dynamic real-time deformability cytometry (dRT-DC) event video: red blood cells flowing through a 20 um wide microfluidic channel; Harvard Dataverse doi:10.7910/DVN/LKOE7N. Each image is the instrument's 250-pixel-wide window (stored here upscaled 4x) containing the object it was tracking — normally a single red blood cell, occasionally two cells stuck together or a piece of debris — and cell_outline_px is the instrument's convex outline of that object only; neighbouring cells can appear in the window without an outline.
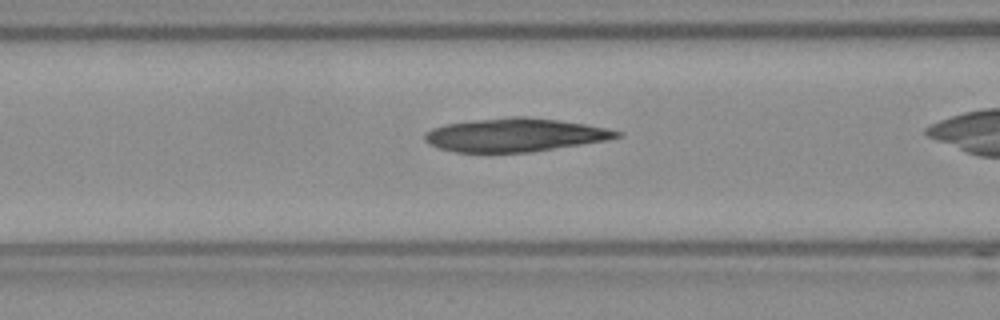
{"species": "Egyptian fruit bat (a non-hibernating species)", "species_latin": "Rousettus aegyptiacus", "temperature_condition": "room temperature", "stored_images_in_passage": 33, "camera_frame_rate_fps": 3000, "um_per_image_px": 0.085, "frame": {"image": 1, "passage_image": 13, "time_ms": 4.0, "image_size_px": [1000, 320], "cell_outline_px": [[624, 136], [604, 140], [528, 152], [456, 152], [440, 148], [428, 144], [424, 140], [424, 132], [432, 128], [444, 124], [476, 120], [512, 116], [524, 116], [560, 120], [584, 124], [624, 132]], "centroid_in_image_um": [43.72, 11.46], "position_along_channel_um": 122.9, "area_um2": 37.05}}